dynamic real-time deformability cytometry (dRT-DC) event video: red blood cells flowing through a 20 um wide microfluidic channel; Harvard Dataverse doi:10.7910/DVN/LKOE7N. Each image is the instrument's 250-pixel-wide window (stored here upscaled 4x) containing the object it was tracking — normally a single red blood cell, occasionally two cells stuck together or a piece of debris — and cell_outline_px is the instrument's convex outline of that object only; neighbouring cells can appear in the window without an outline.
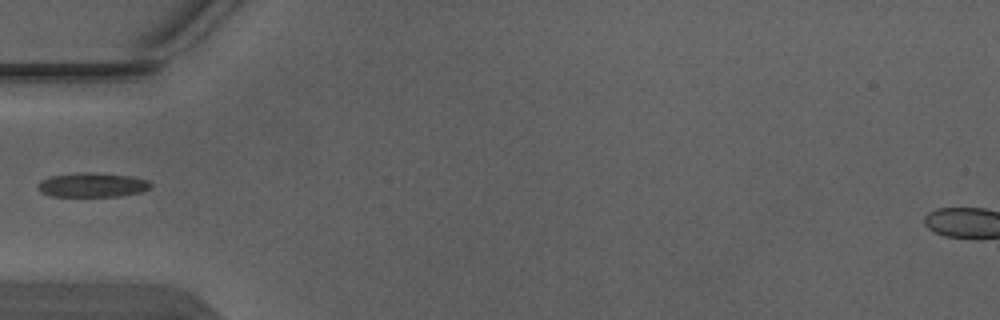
{"species": "Egyptian fruit bat (a non-hibernating species)", "species_latin": "Rousettus aegyptiacus", "temperature_condition": "warm", "stored_images_in_passage": 3, "camera_frame_rate_fps": 3000, "um_per_image_px": 0.085, "animal": {"sex": "male"}, "frame": {"image": 1, "passage_image": 3, "time_ms": 0.667, "image_size_px": [1000, 320], "cell_outline_px": [[152, 184], [148, 188], [140, 192], [120, 196], [52, 196], [40, 192], [40, 180], [52, 176], [92, 172], [96, 172], [132, 176], [148, 180]], "centroid_in_image_um": [7.89, 15.72], "position_along_channel_um": 77.1, "area_um2": 15.72}}